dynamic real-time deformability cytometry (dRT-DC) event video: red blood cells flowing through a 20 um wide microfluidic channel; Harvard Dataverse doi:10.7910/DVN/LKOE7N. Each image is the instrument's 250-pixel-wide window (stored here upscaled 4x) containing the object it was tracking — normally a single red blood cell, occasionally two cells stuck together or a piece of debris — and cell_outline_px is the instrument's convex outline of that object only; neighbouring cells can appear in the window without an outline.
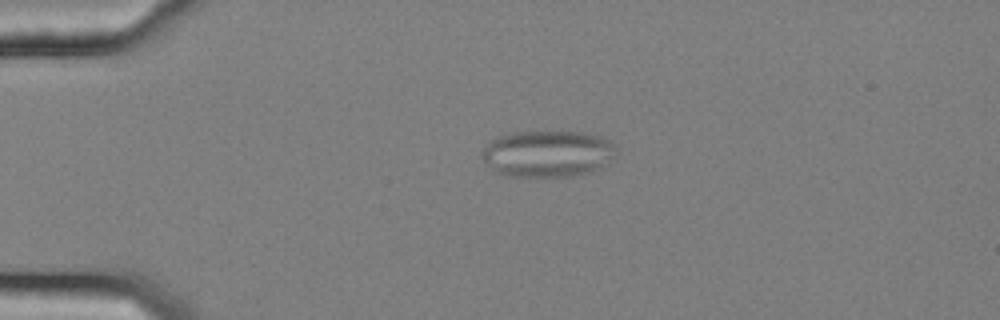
{"species": "common noctule bat (a hibernating species)", "species_latin": "Nyctalus noctula", "temperature_condition": "cold", "stored_images_in_passage": 56, "camera_frame_rate_fps": 3000, "um_per_image_px": 0.085, "animal": {"sex": "female", "body_mass_g": 25.1}, "frame": {"image": 1, "passage_image": 13, "time_ms": 4.0, "image_size_px": [1000, 320], "cell_outline_px": [[612, 156], [608, 164], [592, 172], [572, 176], [508, 176], [496, 172], [480, 156], [480, 152], [488, 140], [496, 136], [508, 132], [584, 132], [600, 136], [608, 140], [612, 144]], "centroid_in_image_um": [46.47, 13.05], "position_along_channel_um": 38.5, "area_um2": 36.53}}
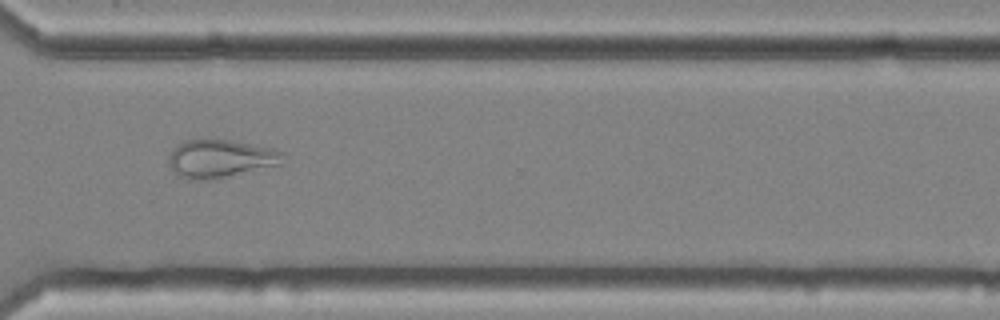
{"frame": {"image": 2, "passage_image": 42, "time_ms": 13.667, "image_size_px": [1000, 320], "cell_outline_px": [[284, 164], [208, 180], [188, 180], [176, 176], [168, 164], [168, 156], [184, 140], [228, 140], [272, 148], [284, 152]], "centroid_in_image_um": [18.74, 13.51], "position_along_channel_um": 351.9, "area_um2": 25.32}}
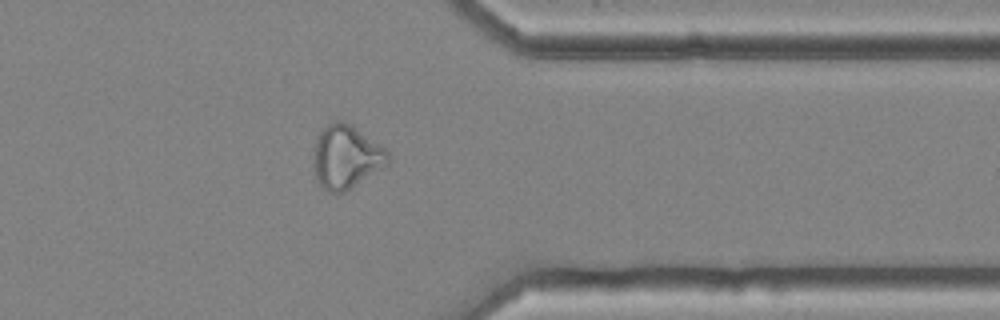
{"frame": {"image": 3, "passage_image": 45, "time_ms": 14.667, "image_size_px": [1000, 320], "cell_outline_px": [[392, 160], [388, 164], [344, 192], [328, 192], [316, 180], [312, 164], [316, 136], [328, 124], [336, 120], [344, 120], [352, 124], [384, 148], [392, 156]], "centroid_in_image_um": [29.41, 13.32], "position_along_channel_um": 382.0, "area_um2": 27.69}, "authors_computed_cell_mechanics": {"area_um2": 28.5532, "velocity_mm_per_s": 3.6343, "shape_relaxation_time_tau1_ms": null, "shape_relaxation_time_tau2_ms": 1.3305, "deformation_change_tau1": null, "deformation_change_tau2": 0.0864}}